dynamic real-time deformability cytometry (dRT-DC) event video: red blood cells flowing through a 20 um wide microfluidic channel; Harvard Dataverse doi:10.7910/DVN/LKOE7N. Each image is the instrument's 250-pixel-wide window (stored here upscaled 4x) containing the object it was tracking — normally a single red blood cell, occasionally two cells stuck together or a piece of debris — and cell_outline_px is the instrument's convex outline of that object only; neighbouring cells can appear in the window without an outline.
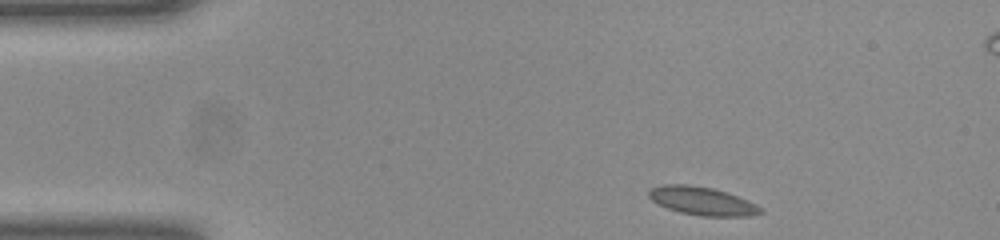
{"species": "common noctule bat (a hibernating species)", "species_latin": "Nyctalus noctula", "temperature_condition": "room temperature", "stored_images_in_passage": 45, "camera_frame_rate_fps": 3000, "um_per_image_px": 0.085, "animal": {"sex": "female", "body_mass_g": 23.0, "forearm_length_mm": 53.4}, "frame": {"image": 1, "passage_image": 1, "time_ms": 0.0, "image_size_px": [1000, 240], "cell_outline_px": [[764, 212], [748, 216], [704, 216], [680, 212], [668, 208], [652, 200], [648, 196], [648, 192], [652, 188], [668, 184], [688, 184], [712, 188], [736, 196], [756, 204]], "centroid_in_image_um": [59.68, 17.09], "position_along_channel_um": 25.3, "area_um2": 17.98}}
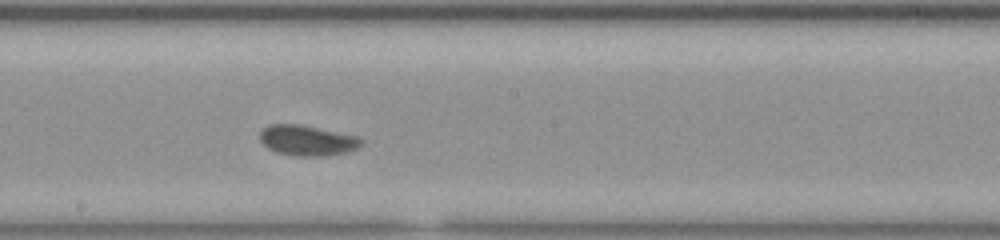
{"frame": {"image": 2, "passage_image": 21, "time_ms": 6.667, "image_size_px": [1000, 240], "cell_outline_px": [[364, 140], [356, 148], [344, 152], [328, 156], [296, 156], [276, 152], [268, 148], [260, 140], [260, 132], [268, 124], [300, 124], [356, 136]], "centroid_in_image_um": [26.08, 11.93], "position_along_channel_um": 222.1, "area_um2": 17.8}}
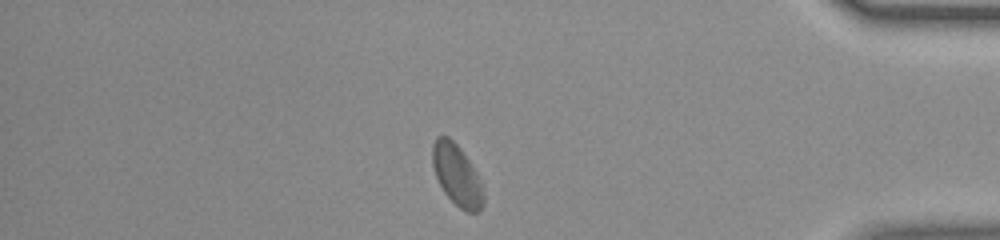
{"frame": {"image": 3, "passage_image": 37, "time_ms": 12.0, "image_size_px": [1000, 240], "cell_outline_px": [[484, 204], [480, 212], [468, 212], [460, 208], [444, 192], [436, 176], [432, 164], [432, 144], [436, 136], [448, 136], [460, 148], [468, 160], [480, 180], [484, 196]], "centroid_in_image_um": [38.83, 14.88], "position_along_channel_um": 396.4, "area_um2": 17.98}}